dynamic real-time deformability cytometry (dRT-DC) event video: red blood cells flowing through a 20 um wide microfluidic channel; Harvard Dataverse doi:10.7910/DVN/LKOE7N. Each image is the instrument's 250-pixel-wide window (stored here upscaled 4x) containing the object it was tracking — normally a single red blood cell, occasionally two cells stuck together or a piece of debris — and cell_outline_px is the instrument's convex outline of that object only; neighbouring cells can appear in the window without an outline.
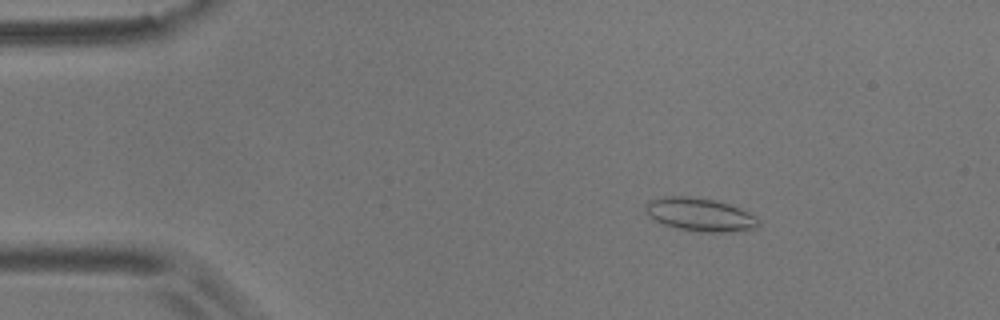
{"species": "common noctule bat (a hibernating species)", "species_latin": "Nyctalus noctula", "temperature_condition": "room temperature", "stored_images_in_passage": 4, "camera_frame_rate_fps": 3000, "um_per_image_px": 0.085, "animal": {"sex": "male", "body_mass_g": 17.9}, "frame": {"image": 1, "passage_image": 2, "time_ms": 1.0, "image_size_px": [1000, 320], "cell_outline_px": [[760, 224], [756, 228], [736, 232], [696, 232], [676, 228], [652, 220], [644, 212], [644, 204], [648, 200], [664, 196], [688, 196], [716, 200], [740, 208], [756, 216], [760, 220]], "centroid_in_image_um": [59.47, 18.24], "position_along_channel_um": 25.5, "area_um2": 22.43}}